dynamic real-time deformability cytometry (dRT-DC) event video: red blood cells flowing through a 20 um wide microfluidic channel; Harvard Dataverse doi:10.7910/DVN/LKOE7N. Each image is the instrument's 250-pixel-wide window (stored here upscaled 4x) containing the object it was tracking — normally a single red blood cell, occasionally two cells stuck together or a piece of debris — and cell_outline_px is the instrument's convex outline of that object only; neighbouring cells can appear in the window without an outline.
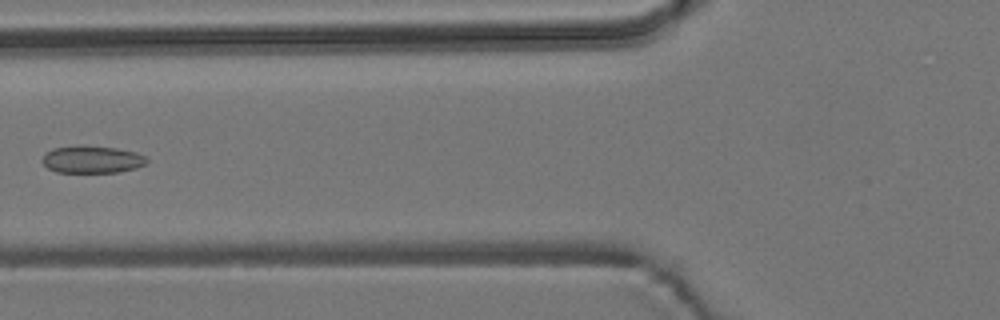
{"species": "common noctule bat (a hibernating species)", "species_latin": "Nyctalus noctula", "temperature_condition": "room temperature", "stored_images_in_passage": 6, "camera_frame_rate_fps": 3000, "um_per_image_px": 0.085, "animal": {"sex": "male", "body_mass_g": 19.2, "forearm_length_mm": 51.8}, "frame": {"image": 1, "passage_image": 6, "time_ms": 6.667, "image_size_px": [1000, 320], "cell_outline_px": [[148, 164], [136, 168], [120, 172], [56, 172], [48, 168], [40, 160], [52, 148], [84, 144], [116, 148], [136, 152], [144, 156], [148, 160]], "centroid_in_image_um": [7.84, 13.54], "position_along_channel_um": 118.0, "area_um2": 16.88}}